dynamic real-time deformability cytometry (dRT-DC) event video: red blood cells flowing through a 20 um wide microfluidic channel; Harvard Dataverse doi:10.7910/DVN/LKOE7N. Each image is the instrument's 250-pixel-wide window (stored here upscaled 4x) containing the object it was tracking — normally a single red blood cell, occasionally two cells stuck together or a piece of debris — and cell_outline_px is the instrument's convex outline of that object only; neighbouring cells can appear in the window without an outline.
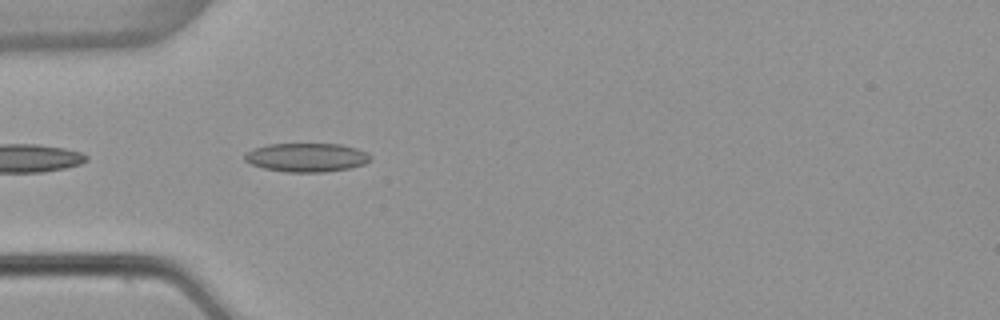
{"species": "common noctule bat (a hibernating species)", "species_latin": "Nyctalus noctula", "temperature_condition": "warm", "stored_images_in_passage": 5, "camera_frame_rate_fps": 3000, "um_per_image_px": 0.085, "animal": {"sex": "female", "body_mass_g": 22.7, "forearm_length_mm": 54.2}, "frame": {"image": 1, "passage_image": 2, "time_ms": 0.333, "image_size_px": [1000, 320], "cell_outline_px": [[372, 160], [364, 164], [352, 168], [324, 172], [284, 172], [264, 168], [252, 164], [244, 160], [244, 152], [252, 148], [268, 144], [340, 144], [356, 148], [368, 152], [372, 156]], "centroid_in_image_um": [26.07, 13.38], "position_along_channel_um": 58.9, "area_um2": 21.39}}